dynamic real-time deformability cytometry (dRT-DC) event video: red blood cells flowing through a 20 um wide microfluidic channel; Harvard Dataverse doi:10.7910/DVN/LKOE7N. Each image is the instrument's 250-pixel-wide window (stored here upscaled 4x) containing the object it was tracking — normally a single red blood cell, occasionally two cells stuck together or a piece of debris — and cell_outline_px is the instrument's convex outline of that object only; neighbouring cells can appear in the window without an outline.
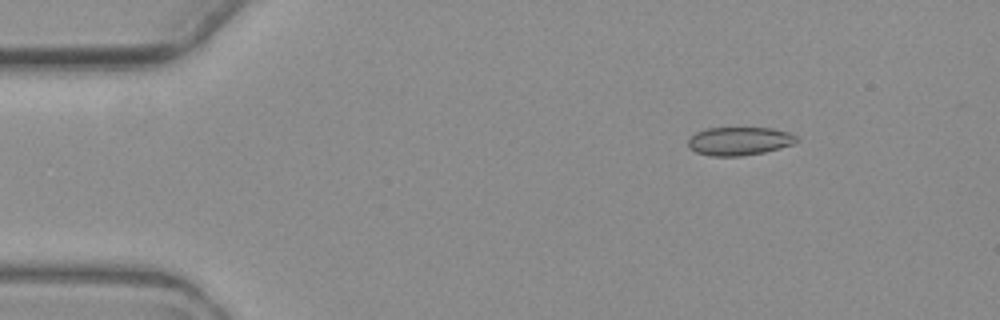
{"species": "common noctule bat (a hibernating species)", "species_latin": "Nyctalus noctula", "temperature_condition": "warm", "stored_images_in_passage": 6, "camera_frame_rate_fps": 3000, "um_per_image_px": 0.085, "animal": {"sex": "female", "body_mass_g": 19.3, "forearm_length_mm": 54.1}, "frame": {"image": 1, "passage_image": 1, "time_ms": 0.0, "image_size_px": [1000, 320], "cell_outline_px": [[796, 140], [792, 144], [780, 148], [764, 152], [740, 156], [712, 156], [696, 152], [688, 148], [688, 140], [696, 132], [708, 128], [772, 128], [788, 132], [796, 136]], "centroid_in_image_um": [62.81, 11.99], "position_along_channel_um": 22.2, "area_um2": 17.74}}
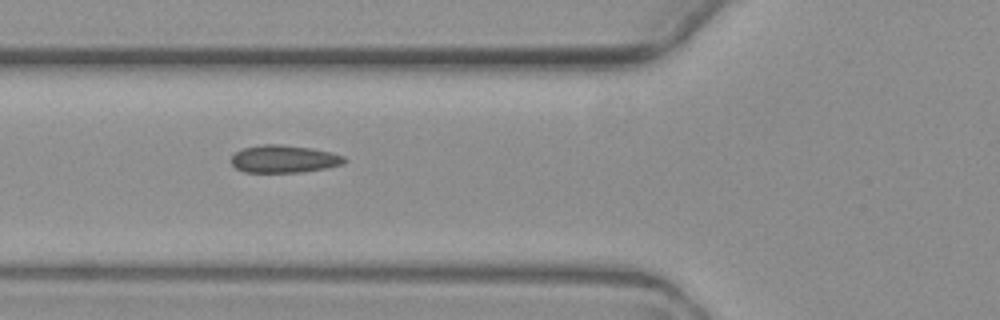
{"frame": {"image": 2, "passage_image": 4, "time_ms": 4.333, "image_size_px": [1000, 320], "cell_outline_px": [[348, 160], [344, 164], [324, 168], [300, 172], [244, 172], [236, 168], [232, 164], [232, 156], [236, 152], [244, 148], [264, 144], [280, 144], [312, 148], [332, 152], [344, 156]], "centroid_in_image_um": [24.17, 13.51], "position_along_channel_um": 101.6, "area_um2": 18.15}}
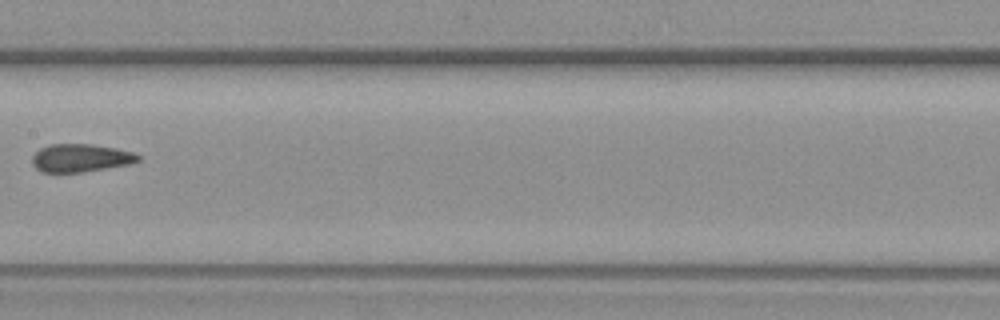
{"frame": {"image": 3, "passage_image": 6, "time_ms": 7.0, "image_size_px": [1000, 320], "cell_outline_px": [[140, 160], [132, 164], [84, 172], [40, 172], [32, 164], [32, 156], [40, 148], [52, 144], [92, 144], [132, 152], [140, 156]], "centroid_in_image_um": [6.84, 13.44], "position_along_channel_um": 200.6, "area_um2": 17.28}}